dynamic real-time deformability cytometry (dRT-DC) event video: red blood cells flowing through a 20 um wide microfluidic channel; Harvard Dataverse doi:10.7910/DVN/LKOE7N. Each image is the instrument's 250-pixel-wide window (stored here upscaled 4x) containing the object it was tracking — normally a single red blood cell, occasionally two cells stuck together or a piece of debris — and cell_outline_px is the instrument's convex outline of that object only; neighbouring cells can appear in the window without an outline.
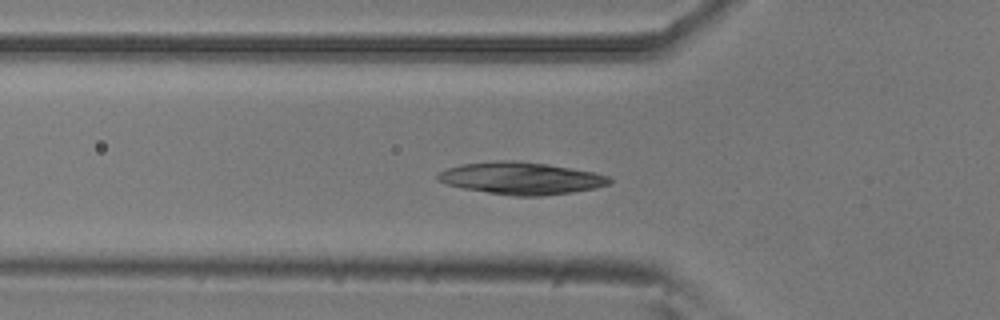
{"species": "common noctule bat (a hibernating species)", "species_latin": "Nyctalus noctula", "temperature_condition": "room temperature", "stored_images_in_passage": 53, "camera_frame_rate_fps": 3000, "um_per_image_px": 0.085, "animal": {"sex": "male", "body_mass_g": 20.5, "forearm_length_mm": 52.5}, "frame": {"image": 1, "passage_image": 17, "time_ms": 5.333, "image_size_px": [1000, 320], "cell_outline_px": [[612, 184], [596, 188], [572, 192], [540, 196], [512, 196], [464, 188], [448, 184], [436, 180], [436, 176], [440, 172], [448, 168], [464, 164], [496, 160], [512, 160], [548, 164], [596, 172], [608, 176], [612, 180]], "centroid_in_image_um": [44.35, 15.15], "position_along_channel_um": 81.5, "area_um2": 32.19}}
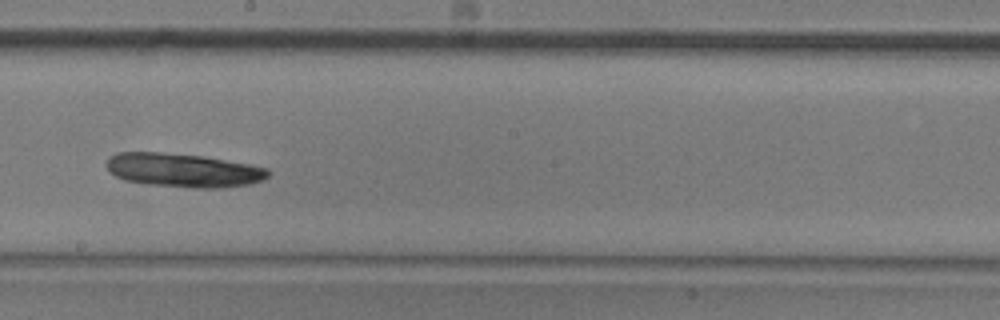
{"frame": {"image": 2, "passage_image": 29, "time_ms": 9.333, "image_size_px": [1000, 320], "cell_outline_px": [[268, 176], [264, 180], [248, 184], [224, 188], [196, 188], [148, 184], [124, 180], [108, 172], [108, 156], [116, 152], [160, 152], [204, 156], [248, 164], [268, 168]], "centroid_in_image_um": [15.56, 14.47], "position_along_channel_um": 232.6, "area_um2": 31.85}}
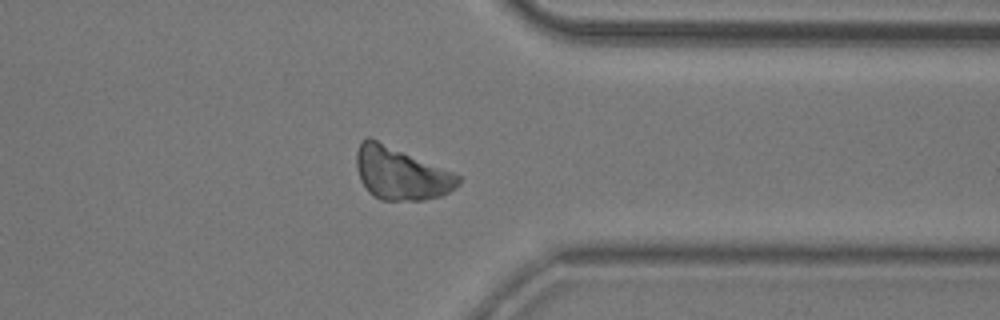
{"frame": {"image": 3, "passage_image": 41, "time_ms": 13.333, "image_size_px": [1000, 320], "cell_outline_px": [[460, 184], [456, 188], [440, 196], [424, 200], [380, 200], [372, 196], [368, 192], [360, 180], [356, 168], [356, 152], [360, 144], [368, 136], [452, 172], [460, 176]], "centroid_in_image_um": [34.04, 14.77], "position_along_channel_um": 377.4, "area_um2": 30.98}}